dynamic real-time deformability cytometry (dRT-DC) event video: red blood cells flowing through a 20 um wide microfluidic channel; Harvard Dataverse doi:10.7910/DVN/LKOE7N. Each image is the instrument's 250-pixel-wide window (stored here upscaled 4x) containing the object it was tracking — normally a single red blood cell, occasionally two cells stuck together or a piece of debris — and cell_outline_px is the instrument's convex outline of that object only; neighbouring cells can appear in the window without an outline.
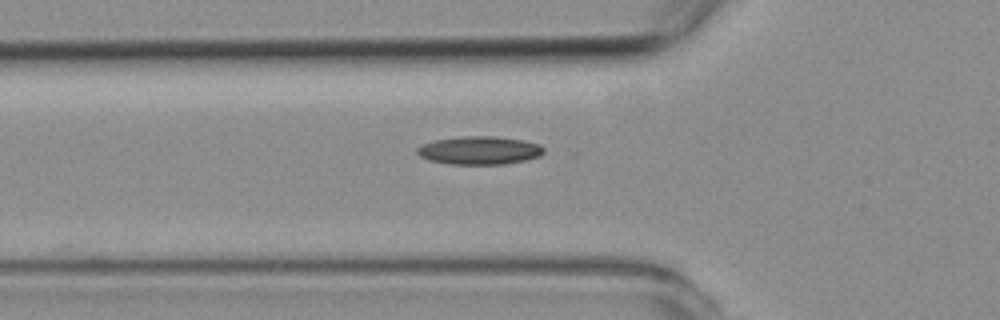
{"species": "common noctule bat (a hibernating species)", "species_latin": "Nyctalus noctula", "temperature_condition": "room temperature", "stored_images_in_passage": 5, "camera_frame_rate_fps": 3000, "um_per_image_px": 0.085, "animal": {"sex": "female", "body_mass_g": 19.3, "forearm_length_mm": 54.1}, "frame": {"image": 1, "passage_image": 5, "time_ms": 5.333, "image_size_px": [1000, 320], "cell_outline_px": [[544, 152], [540, 156], [524, 160], [504, 164], [448, 164], [428, 160], [420, 156], [416, 152], [416, 148], [424, 144], [436, 140], [464, 136], [492, 136], [524, 140], [540, 144], [544, 148]], "centroid_in_image_um": [40.76, 12.78], "position_along_channel_um": 85.0, "area_um2": 20.75}}